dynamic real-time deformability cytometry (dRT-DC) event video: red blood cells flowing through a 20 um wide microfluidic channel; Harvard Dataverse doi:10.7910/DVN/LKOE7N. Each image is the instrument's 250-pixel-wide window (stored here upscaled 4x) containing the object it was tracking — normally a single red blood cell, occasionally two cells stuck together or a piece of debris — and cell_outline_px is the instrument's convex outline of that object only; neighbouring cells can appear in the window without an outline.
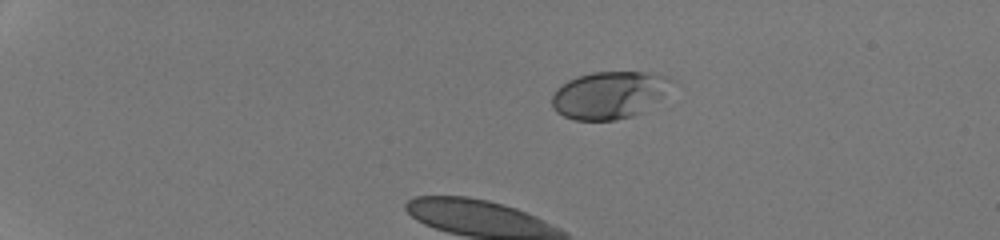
{"species": "human", "species_latin": "Homo sapiens", "temperature_condition": "room temperature", "stored_images_in_passage": 33, "camera_frame_rate_fps": 3000, "um_per_image_px": 0.085, "donor": {"sex": "male"}, "frame": {"image": 1, "passage_image": 1, "time_ms": 0.0, "image_size_px": [1000, 240], "cell_outline_px": [[676, 80], [664, 96], [644, 112], [632, 116], [616, 120], [576, 120], [564, 116], [556, 112], [552, 108], [552, 96], [556, 88], [568, 80], [576, 76], [592, 72], [644, 72], [668, 76]], "centroid_in_image_um": [51.81, 8.07], "position_along_channel_um": 33.2, "area_um2": 33.47}}
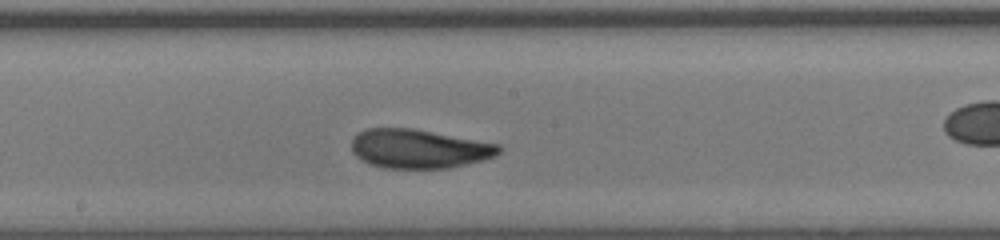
{"frame": {"image": 2, "passage_image": 18, "time_ms": 5.667, "image_size_px": [1000, 240], "cell_outline_px": [[504, 148], [500, 152], [484, 160], [448, 168], [384, 168], [368, 164], [356, 156], [352, 152], [352, 140], [360, 132], [368, 128], [412, 128], [500, 144]], "centroid_in_image_um": [35.62, 12.65], "position_along_channel_um": 212.6, "area_um2": 33.47}}
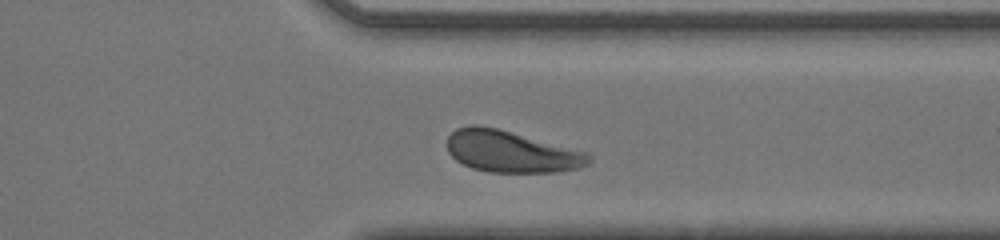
{"frame": {"image": 3, "passage_image": 29, "time_ms": 9.333, "image_size_px": [1000, 240], "cell_outline_px": [[592, 160], [588, 164], [580, 168], [552, 172], [488, 172], [472, 168], [456, 160], [448, 152], [448, 136], [456, 128], [472, 124], [476, 124], [496, 128], [588, 152], [592, 156]], "centroid_in_image_um": [43.46, 12.88], "position_along_channel_um": 367.9, "area_um2": 34.33}}